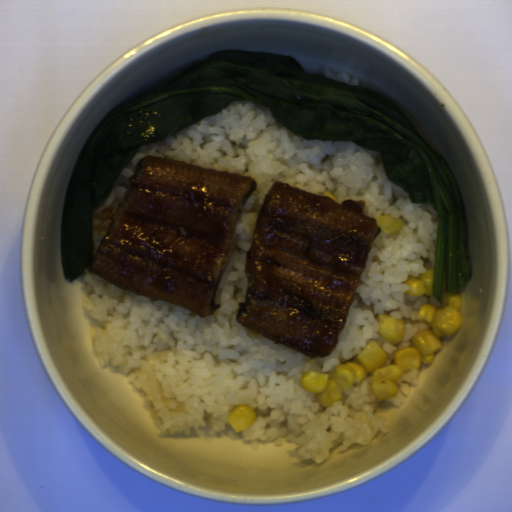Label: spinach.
Segmentation results:
<instances>
[{
	"mask_svg": "<svg viewBox=\"0 0 512 512\" xmlns=\"http://www.w3.org/2000/svg\"><path fill=\"white\" fill-rule=\"evenodd\" d=\"M234 100L269 109L286 130L312 141H352L379 152L389 180L410 203L438 214L433 294L468 285L472 257L466 210L456 176L426 137L388 99L370 88L303 70L291 55L225 50L117 104L81 147L66 185L61 261L74 282L91 267L94 212L142 145L174 137L224 111Z\"/></svg>",
	"mask_w": 512,
	"mask_h": 512,
	"instance_id": "cb11ae35",
	"label": "spinach"
}]
</instances>
